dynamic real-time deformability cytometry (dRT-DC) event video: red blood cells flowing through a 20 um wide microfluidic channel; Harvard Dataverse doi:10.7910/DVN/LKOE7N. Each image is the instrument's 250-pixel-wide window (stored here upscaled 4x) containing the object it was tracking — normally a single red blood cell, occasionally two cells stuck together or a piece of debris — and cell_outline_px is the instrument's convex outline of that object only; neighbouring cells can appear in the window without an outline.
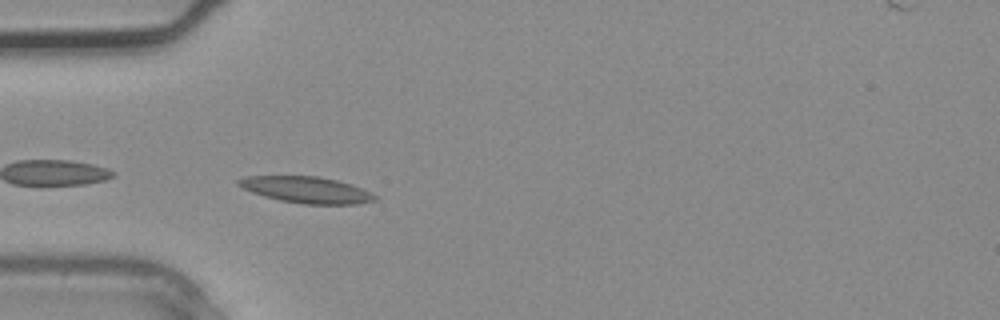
{"species": "common noctule bat (a hibernating species)", "species_latin": "Nyctalus noctula", "temperature_condition": "warm", "stored_images_in_passage": 4, "camera_frame_rate_fps": 3000, "um_per_image_px": 0.085, "animal": {"sex": "male", "body_mass_g": 20.4}, "frame": {"image": 1, "passage_image": 3, "time_ms": 0.667, "image_size_px": [1000, 320], "cell_outline_px": [[376, 200], [356, 204], [304, 204], [280, 200], [264, 196], [252, 192], [236, 184], [236, 180], [244, 176], [316, 176], [336, 180], [372, 192], [376, 196]], "centroid_in_image_um": [26.02, 16.13], "position_along_channel_um": 59.0, "area_um2": 20.75}}